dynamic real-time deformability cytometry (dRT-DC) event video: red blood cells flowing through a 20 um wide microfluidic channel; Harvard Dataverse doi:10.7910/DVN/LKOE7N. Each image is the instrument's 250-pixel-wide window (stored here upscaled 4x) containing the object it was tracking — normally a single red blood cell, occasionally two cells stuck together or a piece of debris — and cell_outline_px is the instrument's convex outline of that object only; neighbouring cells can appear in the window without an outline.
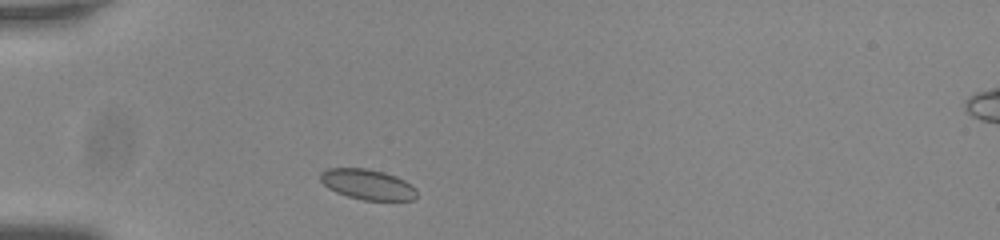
{"species": "common noctule bat (a hibernating species)", "species_latin": "Nyctalus noctula", "temperature_condition": "room temperature", "stored_images_in_passage": 36, "camera_frame_rate_fps": 3000, "um_per_image_px": 0.085, "animal": {"sex": "male", "body_mass_g": 20.0, "forearm_length_mm": 53.3}, "frame": {"image": 1, "passage_image": 1, "time_ms": 0.0, "image_size_px": [1000, 240], "cell_outline_px": [[416, 200], [364, 200], [348, 196], [336, 192], [328, 188], [320, 180], [320, 172], [328, 168], [368, 168], [384, 172], [396, 176], [412, 184], [416, 188]], "centroid_in_image_um": [31.26, 15.67], "position_along_channel_um": 53.7, "area_um2": 17.17}}
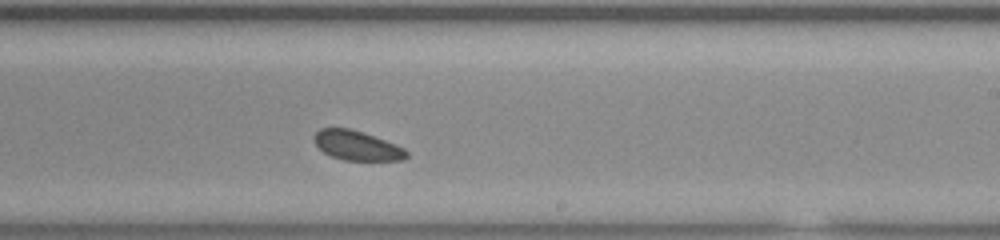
{"frame": {"image": 2, "passage_image": 19, "time_ms": 6.0, "image_size_px": [1000, 240], "cell_outline_px": [[408, 156], [404, 160], [344, 160], [332, 156], [324, 152], [316, 144], [316, 132], [320, 128], [348, 128], [364, 132], [396, 144], [404, 148], [408, 152]], "centroid_in_image_um": [30.39, 12.37], "position_along_channel_um": 258.6, "area_um2": 15.72}}
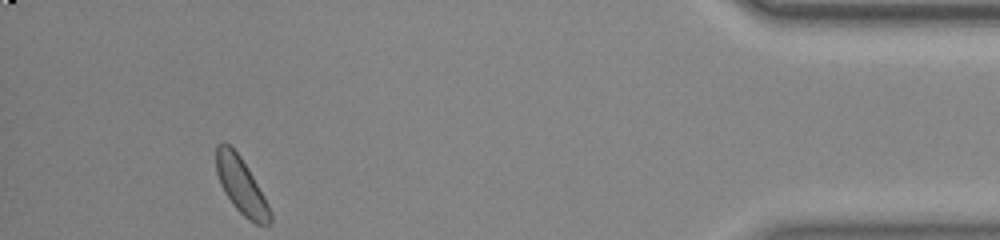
{"frame": {"image": 3, "passage_image": 36, "time_ms": 11.667, "image_size_px": [1000, 240], "cell_outline_px": [[272, 224], [256, 224], [248, 220], [232, 204], [224, 192], [220, 184], [216, 172], [216, 144], [224, 140], [240, 156], [264, 196], [268, 204], [272, 216]], "centroid_in_image_um": [20.48, 15.78], "position_along_channel_um": 414.7, "area_um2": 17.57}}